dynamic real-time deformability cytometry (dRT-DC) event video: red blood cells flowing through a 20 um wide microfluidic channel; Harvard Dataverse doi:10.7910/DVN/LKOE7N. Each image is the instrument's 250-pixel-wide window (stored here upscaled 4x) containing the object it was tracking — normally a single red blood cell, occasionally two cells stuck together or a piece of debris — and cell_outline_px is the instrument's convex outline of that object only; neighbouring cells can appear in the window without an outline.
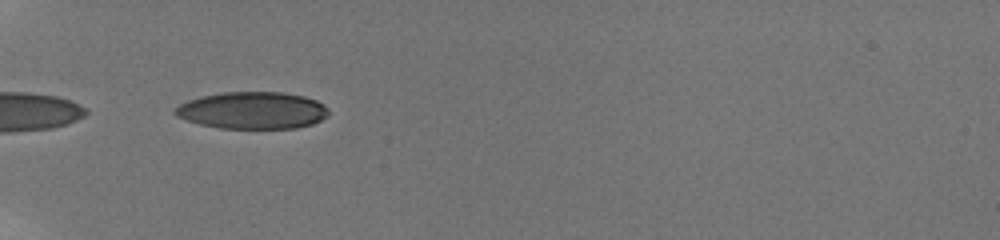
{"species": "human", "species_latin": "Homo sapiens", "temperature_condition": "room temperature", "stored_images_in_passage": 36, "camera_frame_rate_fps": 3000, "um_per_image_px": 0.085, "donor": {"sex": "male"}, "frame": {"image": 1, "passage_image": 1, "time_ms": 0.0, "image_size_px": [1000, 240], "cell_outline_px": [[328, 116], [312, 124], [296, 128], [220, 128], [200, 124], [176, 116], [172, 112], [172, 108], [188, 100], [200, 96], [220, 92], [284, 92], [304, 96], [316, 100], [324, 104], [328, 108]], "centroid_in_image_um": [21.45, 9.37], "position_along_channel_um": 63.6, "area_um2": 33.35}}
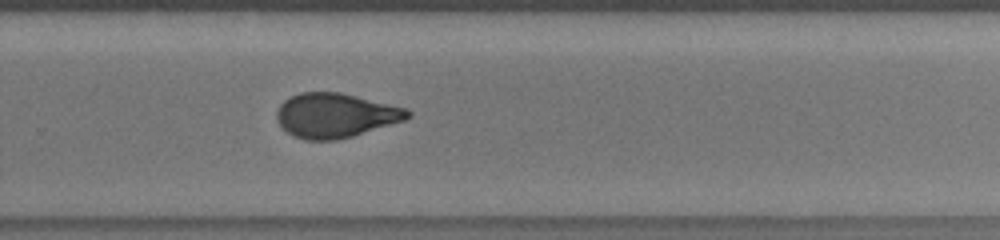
{"frame": {"image": 2, "passage_image": 21, "time_ms": 6.667, "image_size_px": [1000, 240], "cell_outline_px": [[412, 116], [404, 120], [352, 136], [336, 140], [304, 140], [292, 136], [276, 120], [276, 112], [280, 104], [284, 100], [300, 92], [340, 92], [408, 108], [412, 112]], "centroid_in_image_um": [28.51, 9.8], "position_along_channel_um": 301.3, "area_um2": 33.93}}
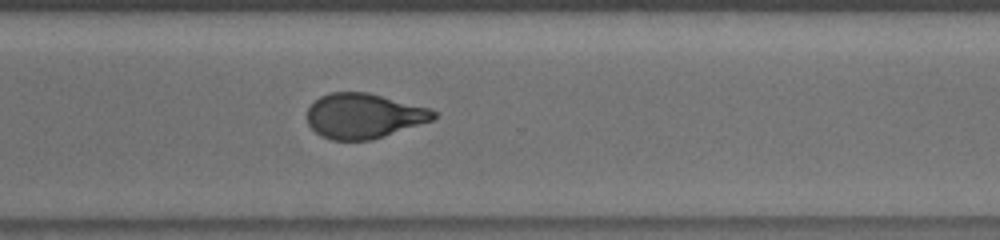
{"frame": {"image": 3, "passage_image": 24, "time_ms": 7.667, "image_size_px": [1000, 240], "cell_outline_px": [[436, 116], [432, 120], [372, 140], [332, 140], [320, 136], [308, 124], [308, 108], [320, 96], [332, 92], [368, 92], [432, 108], [436, 112]], "centroid_in_image_um": [30.93, 9.84], "position_along_channel_um": 339.7, "area_um2": 33.12}, "authors_computed_cell_mechanics": {"area_um2": 33.9864, "velocity_mm_per_s": 3.8424, "shape_relaxation_time_tau1_ms": 10.5102, "shape_relaxation_time_tau2_ms": 1.332, "deformation_change_tau1": 0.2726, "deformation_change_tau2": 0.081}}